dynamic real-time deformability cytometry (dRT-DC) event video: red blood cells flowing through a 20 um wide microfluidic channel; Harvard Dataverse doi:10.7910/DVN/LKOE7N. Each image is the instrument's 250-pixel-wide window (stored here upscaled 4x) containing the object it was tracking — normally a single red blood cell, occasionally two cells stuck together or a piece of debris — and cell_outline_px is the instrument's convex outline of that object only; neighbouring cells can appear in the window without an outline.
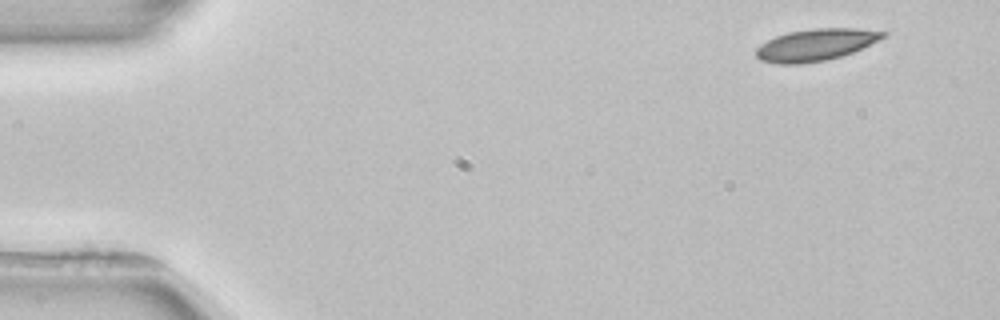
{"species": "common noctule bat (a hibernating species)", "species_latin": "Nyctalus noctula", "temperature_condition": "room temperature", "stored_images_in_passage": 4, "camera_frame_rate_fps": 3000, "um_per_image_px": 0.085, "animal": {"sex": "female", "body_mass_g": 22.7, "forearm_length_mm": 54.2}, "frame": {"image": 1, "passage_image": 1, "time_ms": 0.0, "image_size_px": [1000, 320], "cell_outline_px": [[888, 32], [884, 36], [852, 52], [828, 60], [800, 64], [776, 64], [760, 60], [756, 56], [756, 48], [760, 44], [776, 36], [788, 32], [812, 28], [856, 28]], "centroid_in_image_um": [69.27, 3.81], "position_along_channel_um": 15.7, "area_um2": 23.41}}
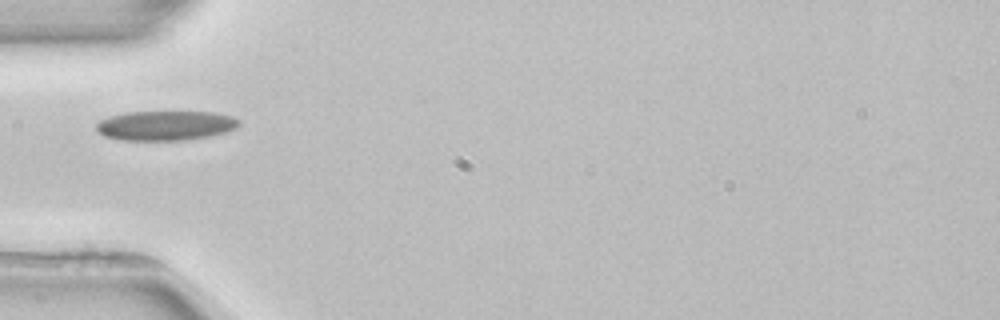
{"frame": {"image": 2, "passage_image": 4, "time_ms": 4.333, "image_size_px": [1000, 320], "cell_outline_px": [[240, 124], [236, 128], [212, 136], [184, 140], [124, 140], [104, 136], [96, 128], [96, 124], [100, 120], [124, 112], [216, 112], [232, 116], [240, 120]], "centroid_in_image_um": [14.11, 10.67], "position_along_channel_um": 70.9, "area_um2": 24.62}}